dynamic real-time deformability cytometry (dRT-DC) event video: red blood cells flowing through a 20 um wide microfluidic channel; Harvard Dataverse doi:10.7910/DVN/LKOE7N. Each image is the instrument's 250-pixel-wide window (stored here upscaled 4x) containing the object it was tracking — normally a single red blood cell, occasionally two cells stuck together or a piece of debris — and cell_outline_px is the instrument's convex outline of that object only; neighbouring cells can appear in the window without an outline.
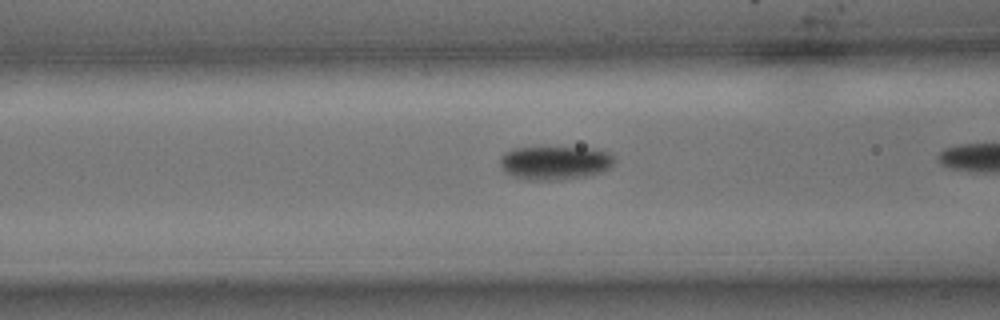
{"species": "common noctule bat (a hibernating species)", "species_latin": "Nyctalus noctula", "temperature_condition": "cold", "stored_images_in_passage": 23, "camera_frame_rate_fps": 3000, "um_per_image_px": 0.085, "animal": {"sex": "male", "body_mass_g": 15.6}, "frame": {"image": 1, "passage_image": 17, "time_ms": 5.333, "image_size_px": [1000, 320], "cell_outline_px": [[612, 164], [608, 168], [600, 172], [584, 176], [560, 180], [528, 180], [512, 176], [504, 172], [500, 164], [500, 156], [504, 152], [512, 148], [588, 148], [608, 152], [612, 156]], "centroid_in_image_um": [47.09, 13.84], "position_along_channel_um": 119.5, "area_um2": 22.2}}
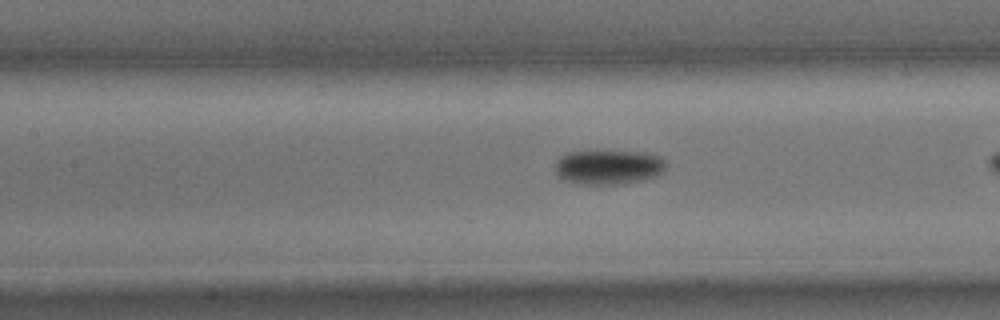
{"frame": {"image": 2, "passage_image": 20, "time_ms": 6.333, "image_size_px": [1000, 320], "cell_outline_px": [[664, 168], [656, 176], [640, 180], [620, 184], [572, 184], [564, 180], [556, 172], [556, 160], [560, 156], [568, 152], [640, 152], [656, 156], [664, 160]], "centroid_in_image_um": [51.65, 14.22], "position_along_channel_um": 155.8, "area_um2": 21.85}}